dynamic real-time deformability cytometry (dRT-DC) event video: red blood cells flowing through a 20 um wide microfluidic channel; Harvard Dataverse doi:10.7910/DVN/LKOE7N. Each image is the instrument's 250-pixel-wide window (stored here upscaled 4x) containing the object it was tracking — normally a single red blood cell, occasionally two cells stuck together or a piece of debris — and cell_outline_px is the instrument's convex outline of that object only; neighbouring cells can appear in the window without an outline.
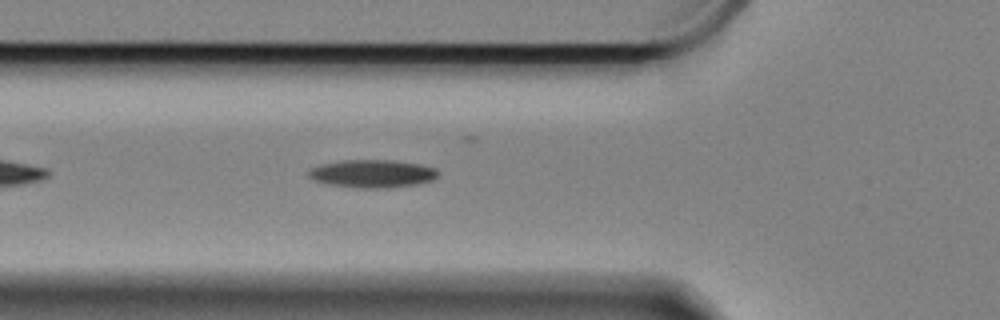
{"species": "Egyptian fruit bat (a non-hibernating species)", "species_latin": "Rousettus aegyptiacus", "temperature_condition": "cold", "stored_images_in_passage": 38, "camera_frame_rate_fps": 3000, "um_per_image_px": 0.085, "animal": {"sex": "female"}, "frame": {"image": 1, "passage_image": 5, "time_ms": 1.333, "image_size_px": [1000, 320], "cell_outline_px": [[440, 172], [432, 180], [416, 184], [388, 188], [360, 188], [328, 184], [316, 180], [308, 176], [308, 172], [312, 168], [320, 164], [344, 160], [396, 160], [420, 164], [436, 168]], "centroid_in_image_um": [31.68, 14.75], "position_along_channel_um": 94.1, "area_um2": 21.04}}
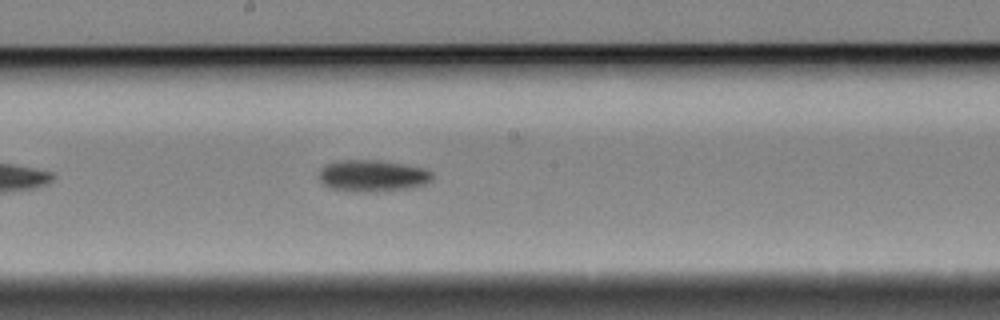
{"frame": {"image": 2, "passage_image": 16, "time_ms": 5.0, "image_size_px": [1000, 320], "cell_outline_px": [[432, 180], [424, 184], [408, 188], [376, 192], [368, 192], [332, 188], [324, 184], [320, 180], [320, 168], [324, 164], [336, 160], [380, 160], [424, 168], [432, 172]], "centroid_in_image_um": [31.66, 14.92], "position_along_channel_um": 216.5, "area_um2": 20.81}}
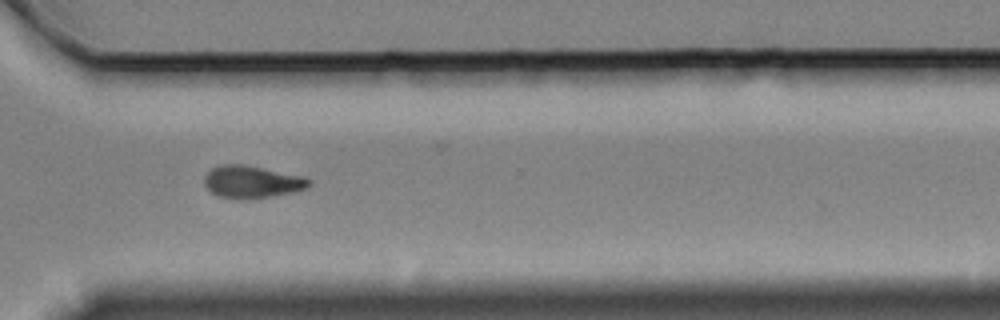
{"frame": {"image": 3, "passage_image": 28, "time_ms": 9.0, "image_size_px": [1000, 320], "cell_outline_px": [[312, 184], [308, 188], [292, 192], [272, 196], [216, 196], [204, 184], [204, 176], [212, 168], [224, 164], [240, 164], [304, 176], [312, 180]], "centroid_in_image_um": [21.46, 15.42], "position_along_channel_um": 349.1, "area_um2": 18.96}, "authors_computed_cell_mechanics": {"area_um2": 20.2589, "velocity_mm_per_s": 3.3221, "shape_relaxation_time_tau1_ms": 8.1959, "shape_relaxation_time_tau2_ms": null, "deformation_change_tau1": 0.1778, "deformation_change_tau2": null}}